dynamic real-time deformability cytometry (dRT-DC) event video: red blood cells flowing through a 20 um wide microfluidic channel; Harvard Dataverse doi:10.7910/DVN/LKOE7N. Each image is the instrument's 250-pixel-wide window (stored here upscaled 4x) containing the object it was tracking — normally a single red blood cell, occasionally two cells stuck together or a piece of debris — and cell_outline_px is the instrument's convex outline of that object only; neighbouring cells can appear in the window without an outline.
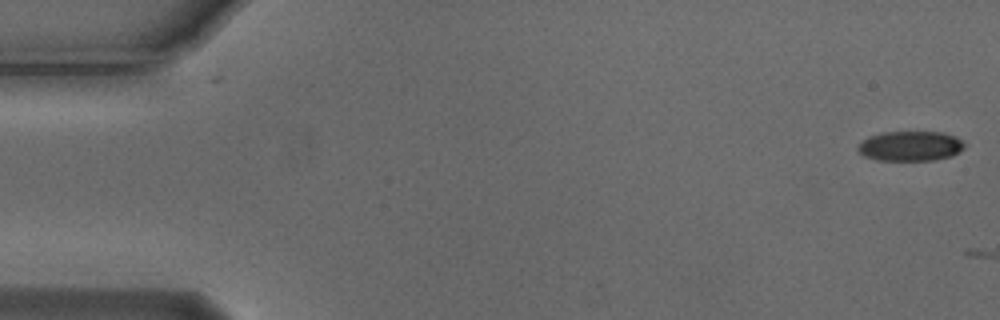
{"species": "Egyptian fruit bat (a non-hibernating species)", "species_latin": "Rousettus aegyptiacus", "temperature_condition": "cold", "stored_images_in_passage": 2, "camera_frame_rate_fps": 3000, "um_per_image_px": 0.085, "animal": {"sex": "male"}, "frame": {"image": 1, "passage_image": 1, "time_ms": 0.0, "image_size_px": [1000, 320], "cell_outline_px": [[964, 148], [952, 156], [932, 160], [876, 160], [864, 156], [856, 148], [868, 136], [884, 132], [944, 132], [960, 140], [964, 144]], "centroid_in_image_um": [77.36, 12.41], "position_along_channel_um": 7.6, "area_um2": 18.38}}